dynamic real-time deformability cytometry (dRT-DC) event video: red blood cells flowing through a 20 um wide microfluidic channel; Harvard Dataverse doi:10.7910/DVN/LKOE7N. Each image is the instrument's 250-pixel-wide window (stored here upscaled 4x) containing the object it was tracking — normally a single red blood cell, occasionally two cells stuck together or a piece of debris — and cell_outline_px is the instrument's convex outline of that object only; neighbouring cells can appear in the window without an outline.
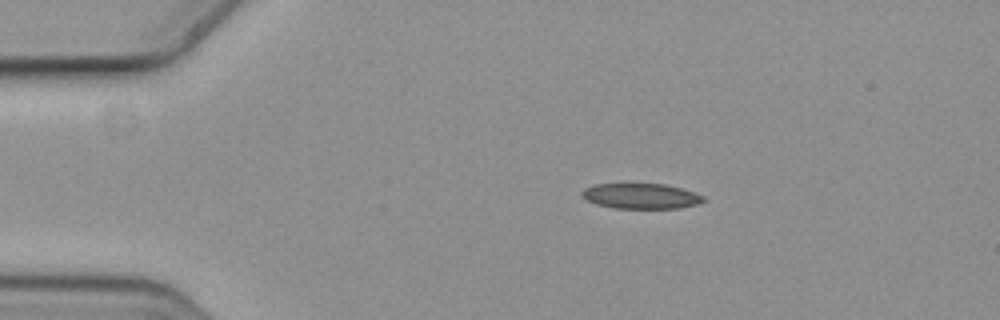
{"species": "common noctule bat (a hibernating species)", "species_latin": "Nyctalus noctula", "temperature_condition": "cold", "stored_images_in_passage": 2, "camera_frame_rate_fps": 3000, "um_per_image_px": 0.085, "animal": {"sex": "female", "body_mass_g": 19.3, "forearm_length_mm": 54.1}, "frame": {"image": 1, "passage_image": 2, "time_ms": 0.333, "image_size_px": [1000, 320], "cell_outline_px": [[704, 200], [696, 204], [680, 208], [612, 208], [596, 204], [580, 196], [580, 192], [584, 188], [592, 184], [624, 180], [632, 180], [664, 184], [680, 188], [704, 196]], "centroid_in_image_um": [54.35, 16.59], "position_along_channel_um": 30.7, "area_um2": 19.02}}